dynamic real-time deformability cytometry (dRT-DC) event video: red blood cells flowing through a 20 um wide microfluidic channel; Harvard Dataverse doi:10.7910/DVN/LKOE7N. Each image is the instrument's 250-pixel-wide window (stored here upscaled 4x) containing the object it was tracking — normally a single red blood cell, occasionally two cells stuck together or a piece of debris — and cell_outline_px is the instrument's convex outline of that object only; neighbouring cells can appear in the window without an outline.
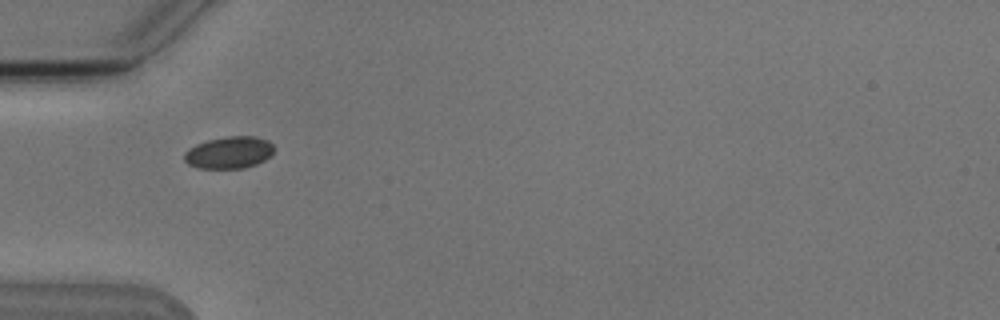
{"species": "Egyptian fruit bat (a non-hibernating species)", "species_latin": "Rousettus aegyptiacus", "temperature_condition": "cold", "stored_images_in_passage": 3, "camera_frame_rate_fps": 3000, "um_per_image_px": 0.085, "animal": {"sex": "male"}, "frame": {"image": 1, "passage_image": 1, "time_ms": 0.0, "image_size_px": [1000, 320], "cell_outline_px": [[272, 152], [264, 160], [256, 164], [244, 168], [200, 168], [188, 164], [184, 160], [184, 152], [188, 148], [196, 144], [208, 140], [228, 136], [252, 136], [268, 140], [272, 144]], "centroid_in_image_um": [19.43, 12.96], "position_along_channel_um": 65.6, "area_um2": 16.59}}
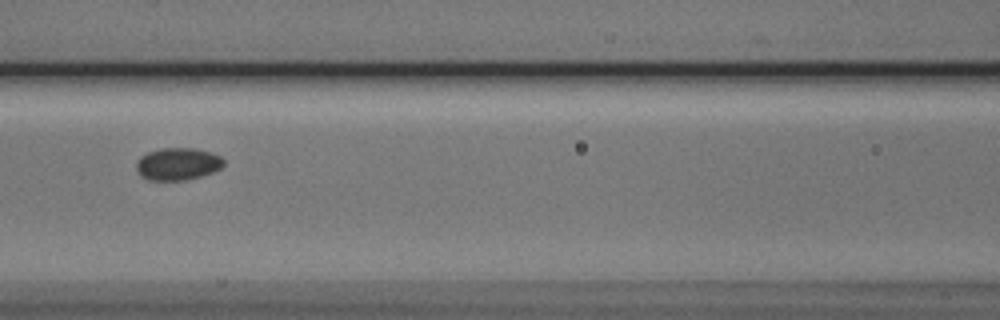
{"frame": {"image": 2, "passage_image": 3, "time_ms": 2.333, "image_size_px": [1000, 320], "cell_outline_px": [[224, 164], [220, 168], [212, 172], [200, 176], [184, 180], [148, 180], [140, 176], [136, 168], [136, 164], [140, 156], [148, 152], [160, 148], [196, 148], [220, 156], [224, 160]], "centroid_in_image_um": [15.08, 13.93], "position_along_channel_um": 151.5, "area_um2": 16.42}}